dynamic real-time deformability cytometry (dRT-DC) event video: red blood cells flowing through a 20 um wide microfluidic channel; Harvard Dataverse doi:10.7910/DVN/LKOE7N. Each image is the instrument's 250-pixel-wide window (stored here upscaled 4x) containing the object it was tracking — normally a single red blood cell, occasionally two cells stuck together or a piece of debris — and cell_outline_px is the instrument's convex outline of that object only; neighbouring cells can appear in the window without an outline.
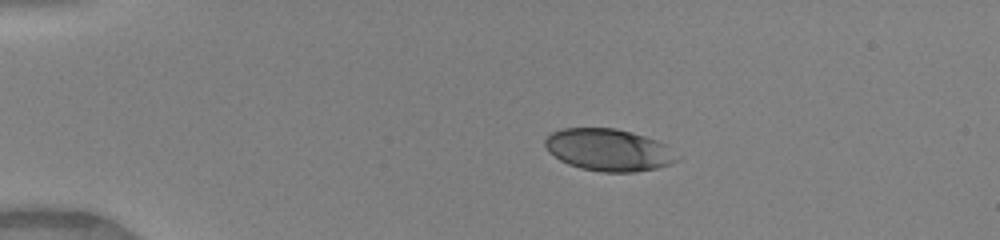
{"species": "human", "species_latin": "Homo sapiens", "temperature_condition": "warm", "stored_images_in_passage": 11, "camera_frame_rate_fps": 3000, "um_per_image_px": 0.085, "donor": {"sex": "female"}, "frame": {"image": 1, "passage_image": 1, "time_ms": 0.0, "image_size_px": [1000, 240], "cell_outline_px": [[680, 160], [656, 168], [636, 172], [600, 172], [580, 168], [568, 164], [560, 160], [548, 152], [544, 144], [544, 140], [552, 132], [560, 128], [616, 128], [632, 132], [668, 144], [680, 156]], "centroid_in_image_um": [51.75, 12.74], "position_along_channel_um": 33.2, "area_um2": 32.77}}
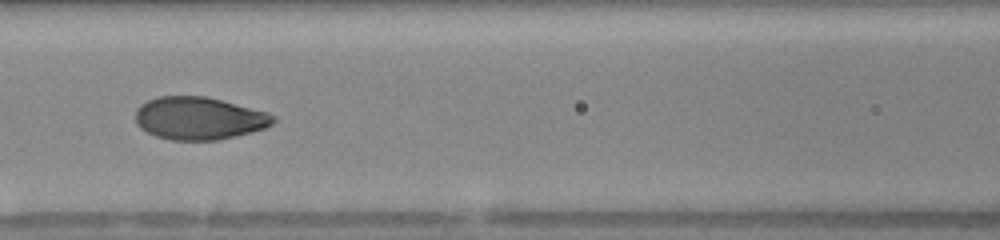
{"frame": {"image": 2, "passage_image": 7, "time_ms": 2.0, "image_size_px": [1000, 240], "cell_outline_px": [[276, 120], [268, 128], [252, 132], [216, 140], [172, 140], [156, 136], [140, 128], [136, 124], [136, 108], [140, 104], [156, 96], [204, 96], [268, 112], [276, 116]], "centroid_in_image_um": [16.92, 10.05], "position_along_channel_um": 149.7, "area_um2": 34.33}}